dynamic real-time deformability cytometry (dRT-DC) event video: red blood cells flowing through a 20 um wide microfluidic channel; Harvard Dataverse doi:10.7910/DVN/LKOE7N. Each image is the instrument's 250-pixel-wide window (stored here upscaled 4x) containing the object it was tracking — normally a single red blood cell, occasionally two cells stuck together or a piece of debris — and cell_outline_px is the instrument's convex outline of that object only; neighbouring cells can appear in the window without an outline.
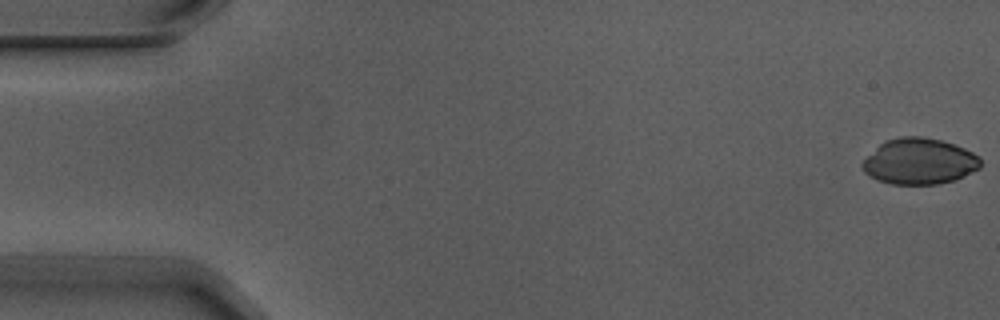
{"species": "Egyptian fruit bat (a non-hibernating species)", "species_latin": "Rousettus aegyptiacus", "temperature_condition": "warm", "stored_images_in_passage": 3, "camera_frame_rate_fps": 3000, "um_per_image_px": 0.085, "animal": {"sex": "male"}, "frame": {"image": 1, "passage_image": 1, "time_ms": 0.0, "image_size_px": [1000, 320], "cell_outline_px": [[980, 168], [952, 180], [936, 184], [892, 184], [876, 180], [868, 176], [864, 172], [860, 164], [884, 140], [900, 136], [924, 136], [940, 140], [964, 148], [980, 156]], "centroid_in_image_um": [78.1, 13.71], "position_along_channel_um": 6.9, "area_um2": 31.56}}